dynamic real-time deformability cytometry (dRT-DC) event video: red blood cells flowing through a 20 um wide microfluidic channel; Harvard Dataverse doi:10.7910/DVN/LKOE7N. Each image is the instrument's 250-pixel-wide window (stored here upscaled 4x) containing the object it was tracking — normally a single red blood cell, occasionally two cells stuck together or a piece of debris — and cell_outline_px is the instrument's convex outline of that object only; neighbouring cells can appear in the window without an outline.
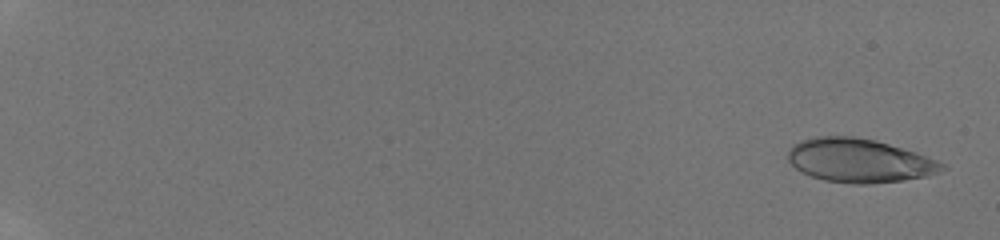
{"species": "human", "species_latin": "Homo sapiens", "temperature_condition": "room temperature", "stored_images_in_passage": 22, "camera_frame_rate_fps": 3000, "um_per_image_px": 0.085, "donor": {"sex": "male"}, "frame": {"image": 1, "passage_image": 1, "time_ms": 0.0, "image_size_px": [1000, 240], "cell_outline_px": [[948, 168], [928, 176], [904, 180], [872, 184], [852, 184], [824, 180], [812, 176], [796, 168], [788, 160], [788, 152], [792, 144], [800, 140], [816, 136], [852, 136], [876, 140], [948, 164]], "centroid_in_image_um": [73.04, 13.65], "position_along_channel_um": 12.0, "area_um2": 39.19}}
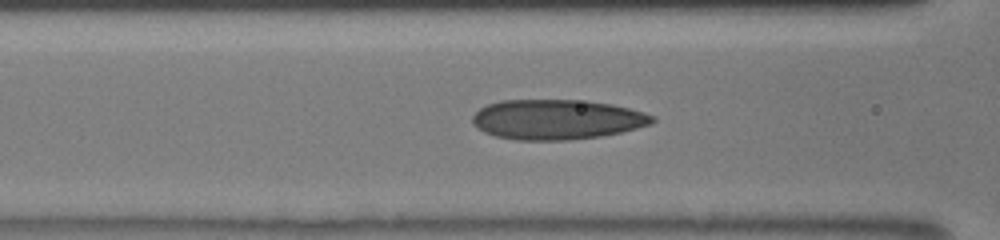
{"frame": {"image": 2, "passage_image": 13, "time_ms": 8.0, "image_size_px": [1000, 240], "cell_outline_px": [[656, 120], [652, 124], [620, 132], [600, 136], [568, 140], [516, 140], [496, 136], [484, 132], [476, 128], [472, 124], [472, 116], [480, 108], [488, 104], [500, 100], [576, 100], [612, 104], [644, 112], [656, 116]], "centroid_in_image_um": [47.32, 10.16], "position_along_channel_um": 119.3, "area_um2": 41.96}}
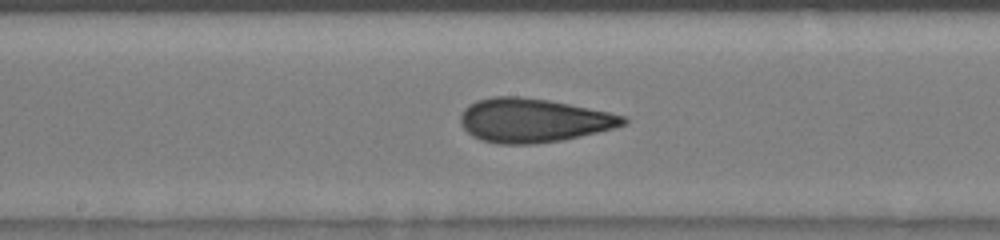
{"frame": {"image": 3, "passage_image": 18, "time_ms": 10.0, "image_size_px": [1000, 240], "cell_outline_px": [[628, 124], [580, 136], [560, 140], [536, 144], [496, 144], [480, 140], [472, 136], [460, 124], [460, 116], [464, 108], [468, 104], [476, 100], [492, 96], [516, 96], [548, 100], [628, 116]], "centroid_in_image_um": [45.29, 10.23], "position_along_channel_um": 202.9, "area_um2": 41.67}}